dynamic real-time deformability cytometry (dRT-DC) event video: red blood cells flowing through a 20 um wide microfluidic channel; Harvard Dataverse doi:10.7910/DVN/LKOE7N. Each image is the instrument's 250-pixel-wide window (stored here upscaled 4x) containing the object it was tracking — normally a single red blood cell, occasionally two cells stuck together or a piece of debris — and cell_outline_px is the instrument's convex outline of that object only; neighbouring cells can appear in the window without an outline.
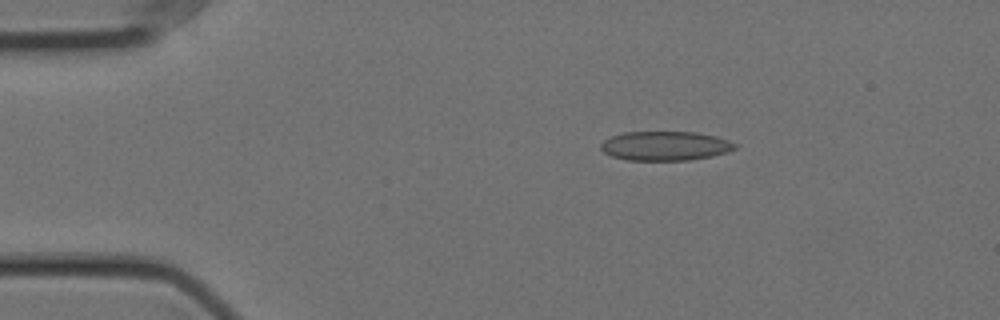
{"species": "Egyptian fruit bat (a non-hibernating species)", "species_latin": "Rousettus aegyptiacus", "temperature_condition": "cold", "stored_images_in_passage": 48, "camera_frame_rate_fps": 3000, "um_per_image_px": 0.085, "animal": {"sex": "female"}, "frame": {"image": 1, "passage_image": 1, "time_ms": 0.0, "image_size_px": [1000, 320], "cell_outline_px": [[740, 144], [736, 148], [728, 152], [712, 156], [688, 160], [628, 160], [612, 156], [604, 152], [600, 148], [600, 144], [604, 140], [612, 136], [624, 132], [696, 132], [716, 136]], "centroid_in_image_um": [56.58, 12.4], "position_along_channel_um": 28.4, "area_um2": 22.95}}
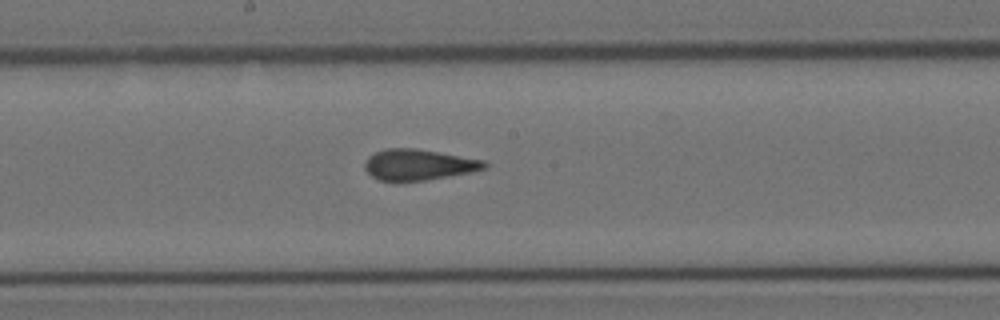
{"frame": {"image": 2, "passage_image": 21, "time_ms": 6.667, "image_size_px": [1000, 320], "cell_outline_px": [[488, 168], [472, 172], [424, 180], [380, 180], [372, 176], [364, 168], [364, 164], [368, 156], [384, 148], [416, 148], [484, 160], [488, 164]], "centroid_in_image_um": [35.59, 13.98], "position_along_channel_um": 212.6, "area_um2": 21.39}}
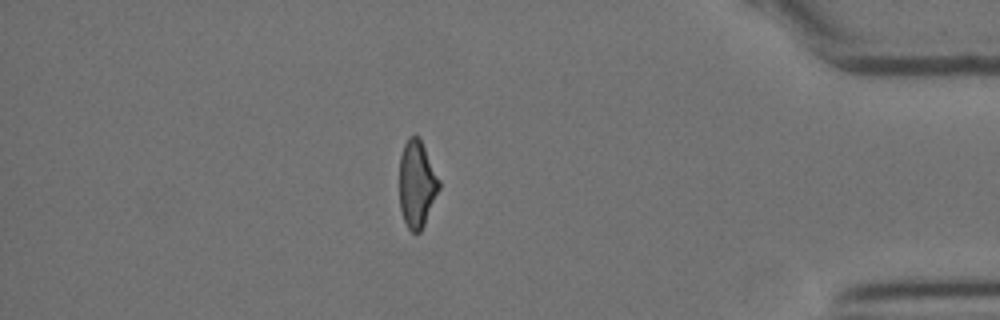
{"frame": {"image": 3, "passage_image": 40, "time_ms": 13.0, "image_size_px": [1000, 320], "cell_outline_px": [[440, 188], [424, 224], [420, 232], [412, 232], [408, 228], [404, 220], [400, 208], [400, 156], [404, 144], [408, 136], [420, 136], [440, 180]], "centroid_in_image_um": [35.44, 15.6], "position_along_channel_um": 399.8, "area_um2": 20.11}, "authors_computed_cell_mechanics": {"area_um2": 21.8773, "velocity_mm_per_s": 3.5632, "shape_relaxation_time_tau1_ms": null, "shape_relaxation_time_tau2_ms": 1.4075, "deformation_change_tau1": null, "deformation_change_tau2": 0.0822}}